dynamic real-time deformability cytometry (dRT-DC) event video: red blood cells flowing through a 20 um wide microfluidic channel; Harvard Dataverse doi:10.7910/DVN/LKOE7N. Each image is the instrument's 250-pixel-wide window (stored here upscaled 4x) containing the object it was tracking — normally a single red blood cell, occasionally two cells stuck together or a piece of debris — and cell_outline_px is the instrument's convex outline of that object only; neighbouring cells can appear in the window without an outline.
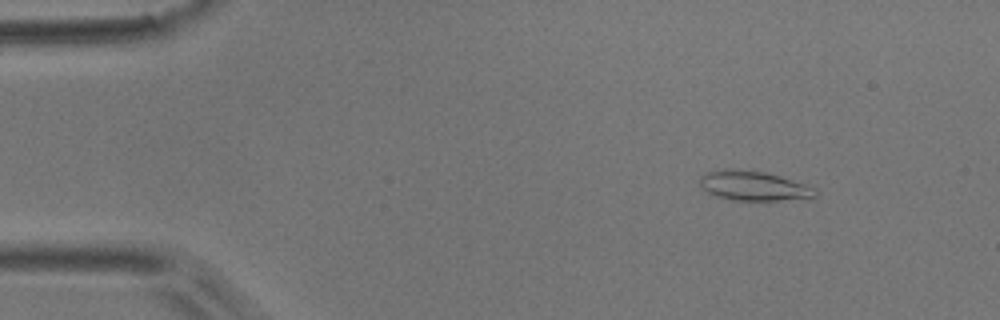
{"species": "common noctule bat (a hibernating species)", "species_latin": "Nyctalus noctula", "temperature_condition": "room temperature", "stored_images_in_passage": 6, "camera_frame_rate_fps": 3000, "um_per_image_px": 0.085, "animal": {"sex": "male", "body_mass_g": 17.9}, "frame": {"image": 1, "passage_image": 2, "time_ms": 1.333, "image_size_px": [1000, 320], "cell_outline_px": [[816, 196], [812, 200], [732, 200], [716, 196], [708, 192], [700, 184], [700, 176], [708, 172], [724, 168], [728, 168], [764, 172], [804, 184], [816, 188]], "centroid_in_image_um": [64.1, 15.81], "position_along_channel_um": 20.9, "area_um2": 19.94}}
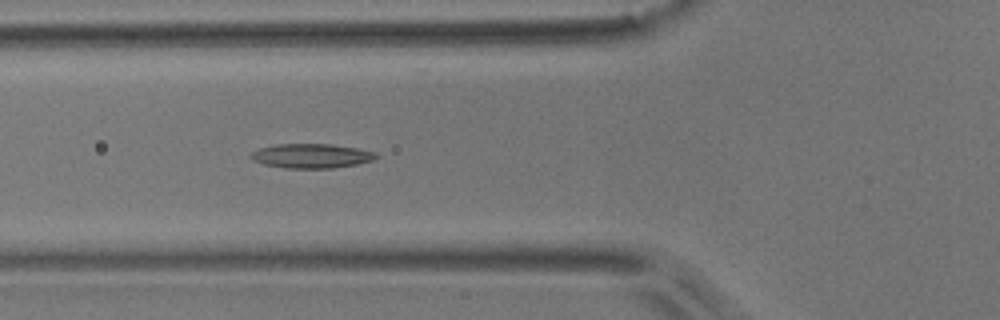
{"frame": {"image": 2, "passage_image": 6, "time_ms": 5.667, "image_size_px": [1000, 320], "cell_outline_px": [[380, 156], [372, 160], [356, 164], [332, 168], [284, 168], [264, 164], [252, 160], [248, 156], [252, 152], [260, 148], [276, 144], [332, 144], [356, 148], [376, 152]], "centroid_in_image_um": [26.46, 13.25], "position_along_channel_um": 99.3, "area_um2": 17.8}}